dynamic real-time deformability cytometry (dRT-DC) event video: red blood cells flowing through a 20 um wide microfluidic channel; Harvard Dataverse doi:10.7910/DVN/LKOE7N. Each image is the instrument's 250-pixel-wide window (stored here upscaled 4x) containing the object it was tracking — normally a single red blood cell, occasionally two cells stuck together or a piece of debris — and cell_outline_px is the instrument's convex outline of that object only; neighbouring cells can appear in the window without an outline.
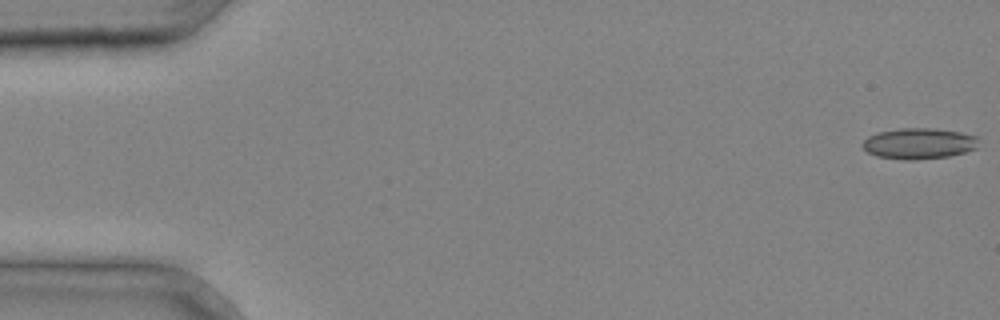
{"species": "common noctule bat (a hibernating species)", "species_latin": "Nyctalus noctula", "temperature_condition": "cold", "stored_images_in_passage": 4, "camera_frame_rate_fps": 3000, "um_per_image_px": 0.085, "animal": {"sex": "male", "body_mass_g": 20.4}, "frame": {"image": 1, "passage_image": 1, "time_ms": 0.0, "image_size_px": [1000, 320], "cell_outline_px": [[980, 136], [976, 148], [964, 152], [948, 156], [916, 160], [904, 160], [876, 156], [868, 152], [860, 144], [868, 136], [876, 132], [900, 128], [936, 128], [960, 132]], "centroid_in_image_um": [78.1, 12.19], "position_along_channel_um": 6.9, "area_um2": 21.15}}
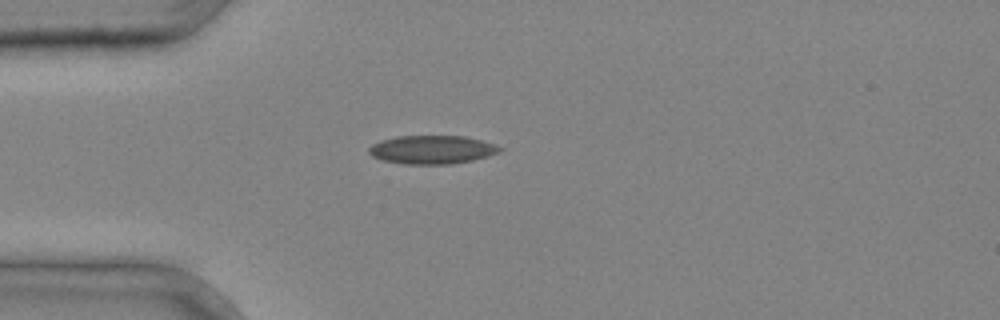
{"frame": {"image": 2, "passage_image": 4, "time_ms": 1.0, "image_size_px": [1000, 320], "cell_outline_px": [[504, 148], [500, 152], [488, 156], [472, 160], [452, 164], [404, 164], [384, 160], [372, 156], [368, 152], [368, 148], [372, 144], [380, 140], [396, 136], [464, 136], [496, 144]], "centroid_in_image_um": [36.73, 12.72], "position_along_channel_um": 48.3, "area_um2": 21.79}}